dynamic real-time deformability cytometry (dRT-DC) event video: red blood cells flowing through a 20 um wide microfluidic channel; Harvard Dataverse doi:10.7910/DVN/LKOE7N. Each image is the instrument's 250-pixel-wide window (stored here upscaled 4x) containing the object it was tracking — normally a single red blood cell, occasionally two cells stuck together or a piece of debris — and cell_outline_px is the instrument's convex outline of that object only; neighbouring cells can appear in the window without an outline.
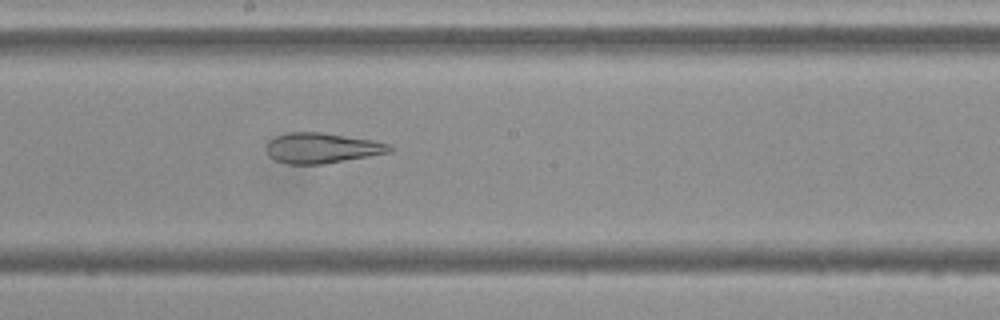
{"species": "Egyptian fruit bat (a non-hibernating species)", "species_latin": "Rousettus aegyptiacus", "temperature_condition": "cold", "stored_images_in_passage": 54, "camera_frame_rate_fps": 3000, "um_per_image_px": 0.085, "frame": {"image": 1, "passage_image": 29, "time_ms": 9.333, "image_size_px": [1000, 320], "cell_outline_px": [[392, 152], [324, 164], [288, 164], [276, 160], [268, 156], [268, 140], [276, 136], [288, 132], [320, 132], [372, 140], [392, 144]], "centroid_in_image_um": [27.38, 12.58], "position_along_channel_um": 220.8, "area_um2": 21.73}}
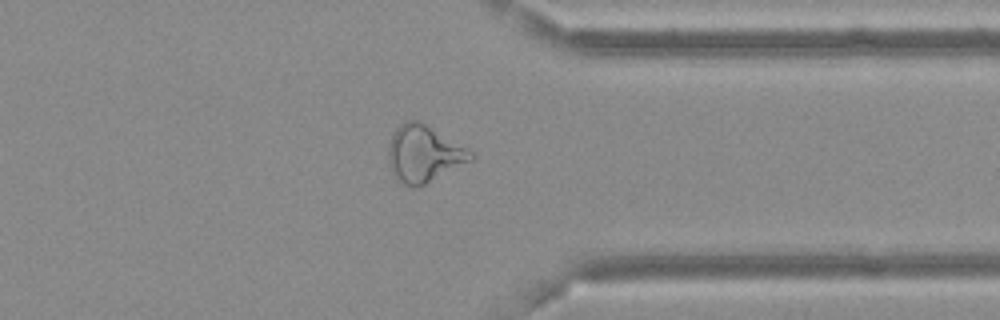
{"frame": {"image": 2, "passage_image": 42, "time_ms": 13.667, "image_size_px": [1000, 320], "cell_outline_px": [[476, 156], [472, 160], [416, 188], [412, 188], [404, 184], [392, 176], [388, 160], [388, 144], [396, 128], [400, 124], [408, 120], [420, 120], [468, 148]], "centroid_in_image_um": [36.01, 13.06], "position_along_channel_um": 375.4, "area_um2": 27.4}}
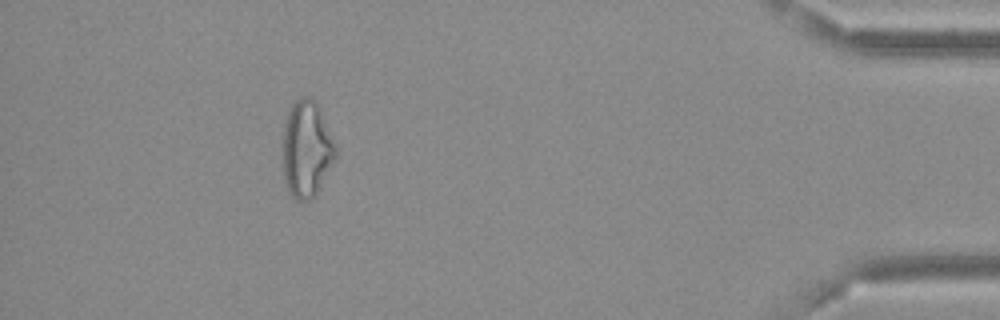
{"frame": {"image": 3, "passage_image": 49, "time_ms": 16.0, "image_size_px": [1000, 320], "cell_outline_px": [[336, 156], [316, 196], [308, 200], [296, 200], [288, 192], [284, 180], [280, 152], [280, 148], [284, 124], [288, 112], [292, 104], [296, 100], [304, 96], [308, 96], [316, 104], [320, 112], [336, 152]], "centroid_in_image_um": [25.97, 12.74], "position_along_channel_um": 409.2, "area_um2": 29.71}, "authors_computed_cell_mechanics": {"area_um2": 28.9, "velocity_mm_per_s": 3.6704, "shape_relaxation_time_tau1_ms": null, "shape_relaxation_time_tau2_ms": 2.603, "deformation_change_tau1": null, "deformation_change_tau2": 0.1222}}